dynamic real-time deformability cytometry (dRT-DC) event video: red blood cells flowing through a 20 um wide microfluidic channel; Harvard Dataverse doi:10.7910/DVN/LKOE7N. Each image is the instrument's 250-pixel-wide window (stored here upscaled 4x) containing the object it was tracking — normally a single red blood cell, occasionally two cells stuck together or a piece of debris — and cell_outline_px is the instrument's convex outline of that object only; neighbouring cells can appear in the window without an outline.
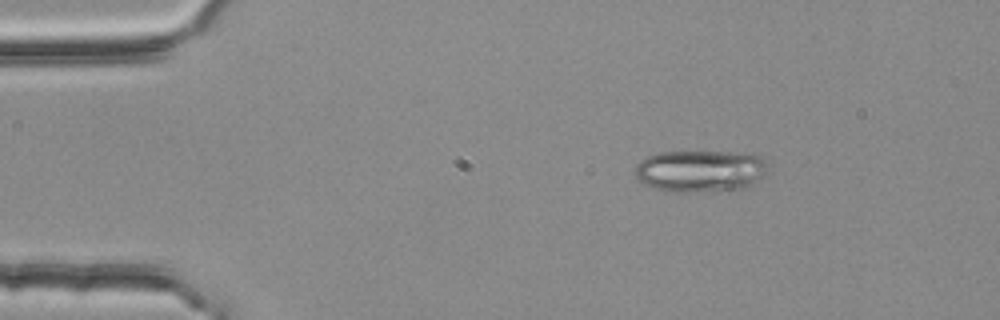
{"species": "common noctule bat (a hibernating species)", "species_latin": "Nyctalus noctula", "temperature_condition": "room temperature", "stored_images_in_passage": 47, "camera_frame_rate_fps": 3000, "um_per_image_px": 0.085, "animal": {"sex": "female", "body_mass_g": 25.1}, "frame": {"image": 1, "passage_image": 1, "time_ms": 0.0, "image_size_px": [1000, 320], "cell_outline_px": [[768, 164], [760, 176], [752, 184], [736, 192], [668, 192], [644, 184], [636, 176], [636, 164], [640, 160], [648, 156], [660, 152], [752, 152], [760, 156]], "centroid_in_image_um": [59.55, 14.55], "position_along_channel_um": 25.5, "area_um2": 32.95}}
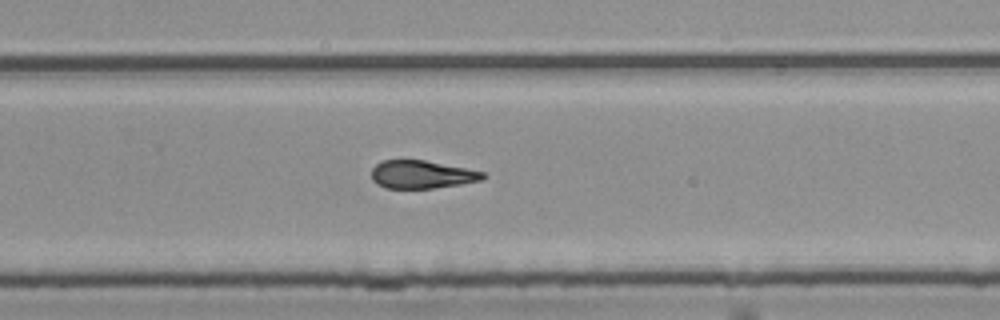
{"frame": {"image": 2, "passage_image": 28, "time_ms": 9.0, "image_size_px": [1000, 320], "cell_outline_px": [[484, 176], [480, 180], [460, 184], [432, 188], [384, 188], [376, 184], [372, 180], [372, 168], [376, 164], [384, 160], [424, 160], [484, 172]], "centroid_in_image_um": [35.78, 14.83], "position_along_channel_um": 294.0, "area_um2": 17.92}}
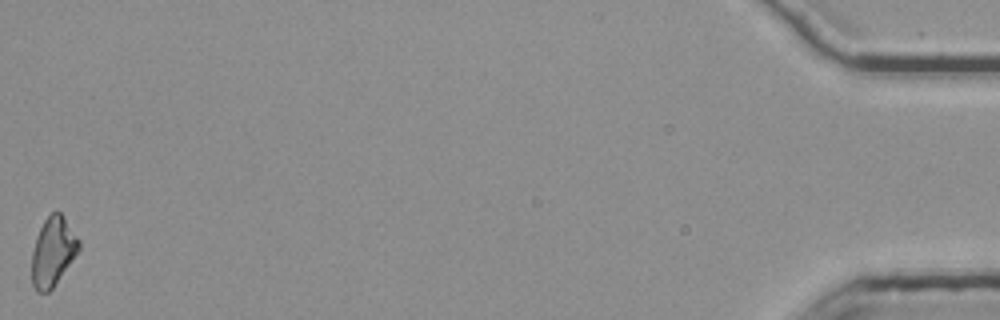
{"frame": {"image": 3, "passage_image": 47, "time_ms": 15.333, "image_size_px": [1000, 320], "cell_outline_px": [[80, 248], [52, 288], [48, 292], [36, 292], [32, 284], [32, 252], [36, 236], [44, 220], [52, 212], [60, 212], [64, 216], [80, 240]], "centroid_in_image_um": [4.49, 21.37], "position_along_channel_um": 430.7, "area_um2": 18.73}, "authors_computed_cell_mechanics": {"area_um2": 19.2474, "velocity_mm_per_s": 3.7506, "shape_relaxation_time_tau1_ms": 8.6696, "shape_relaxation_time_tau2_ms": 2.0377, "deformation_change_tau1": 0.1943, "deformation_change_tau2": 0.0953}}